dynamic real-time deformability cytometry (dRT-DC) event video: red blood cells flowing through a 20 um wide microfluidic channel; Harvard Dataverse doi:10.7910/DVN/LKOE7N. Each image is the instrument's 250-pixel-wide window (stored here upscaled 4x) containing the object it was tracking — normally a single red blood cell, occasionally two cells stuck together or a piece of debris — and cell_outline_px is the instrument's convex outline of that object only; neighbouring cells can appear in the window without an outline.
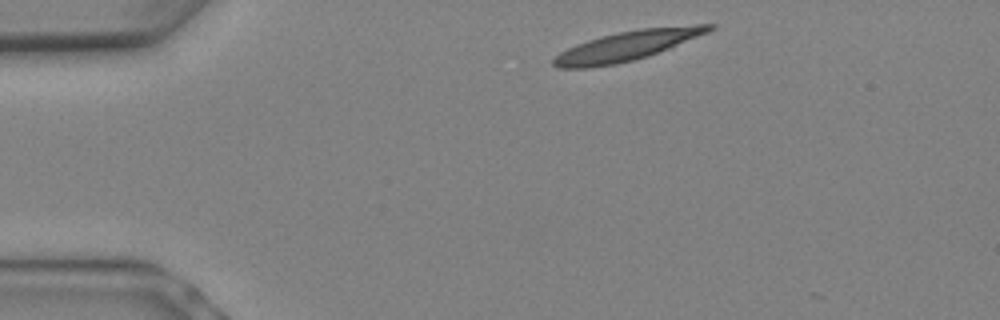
{"species": "Egyptian fruit bat (a non-hibernating species)", "species_latin": "Rousettus aegyptiacus", "temperature_condition": "warm", "stored_images_in_passage": 6, "camera_frame_rate_fps": 3000, "um_per_image_px": 0.085, "animal": {"sex": "female"}, "frame": {"image": 1, "passage_image": 1, "time_ms": 0.0, "image_size_px": [1000, 320], "cell_outline_px": [[712, 28], [704, 32], [664, 48], [628, 60], [608, 64], [556, 64], [556, 60], [564, 52], [572, 48], [608, 36], [624, 32], [652, 28], [708, 24]], "centroid_in_image_um": [53.47, 3.82], "position_along_channel_um": 31.5, "area_um2": 22.02}}
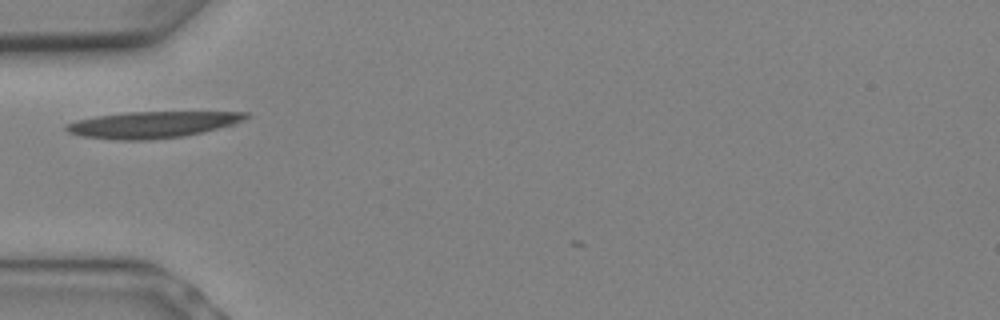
{"frame": {"image": 2, "passage_image": 4, "time_ms": 1.0, "image_size_px": [1000, 320], "cell_outline_px": [[244, 116], [224, 124], [192, 132], [172, 136], [96, 136], [76, 132], [68, 128], [72, 124], [88, 120], [112, 116], [156, 112], [224, 112]], "centroid_in_image_um": [13.01, 10.53], "position_along_channel_um": 72.0, "area_um2": 21.91}}
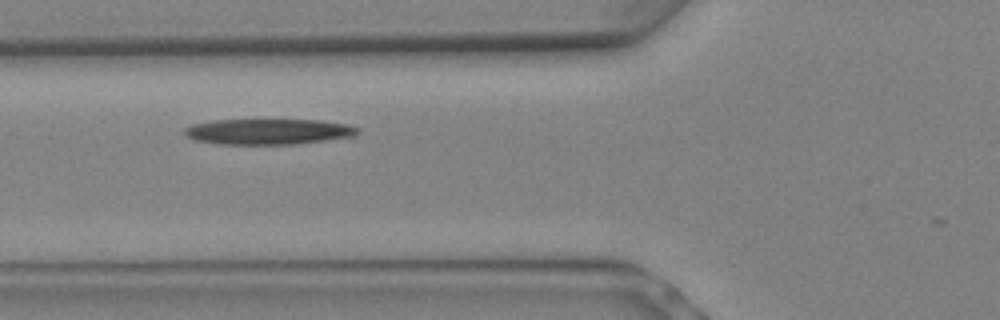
{"frame": {"image": 3, "passage_image": 5, "time_ms": 1.333, "image_size_px": [1000, 320], "cell_outline_px": [[352, 132], [336, 136], [308, 140], [208, 140], [192, 136], [188, 132], [192, 128], [208, 124], [236, 120], [300, 120], [336, 124], [352, 128]], "centroid_in_image_um": [22.82, 11.08], "position_along_channel_um": 103.0, "area_um2": 19.59}}